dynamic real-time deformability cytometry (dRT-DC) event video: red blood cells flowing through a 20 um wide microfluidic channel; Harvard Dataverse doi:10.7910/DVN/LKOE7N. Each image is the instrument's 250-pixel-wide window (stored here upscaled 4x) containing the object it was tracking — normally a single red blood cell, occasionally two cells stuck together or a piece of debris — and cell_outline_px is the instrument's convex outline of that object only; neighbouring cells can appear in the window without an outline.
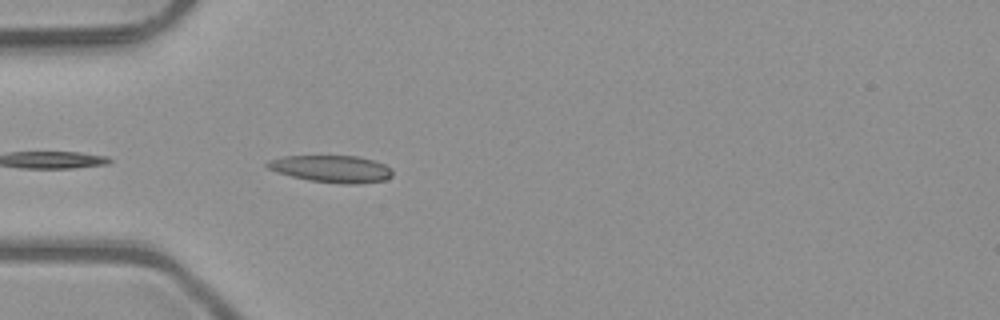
{"species": "common noctule bat (a hibernating species)", "species_latin": "Nyctalus noctula", "temperature_condition": "room temperature", "stored_images_in_passage": 5, "camera_frame_rate_fps": 3000, "um_per_image_px": 0.085, "animal": {"sex": "male", "body_mass_g": 23.1, "forearm_length_mm": 52.7}, "frame": {"image": 1, "passage_image": 5, "time_ms": 1.333, "image_size_px": [1000, 320], "cell_outline_px": [[392, 176], [384, 180], [360, 184], [344, 184], [308, 180], [276, 172], [268, 168], [264, 164], [268, 160], [284, 156], [356, 156], [372, 160], [384, 164], [392, 172]], "centroid_in_image_um": [28.15, 14.35], "position_along_channel_um": 56.9, "area_um2": 19.65}}